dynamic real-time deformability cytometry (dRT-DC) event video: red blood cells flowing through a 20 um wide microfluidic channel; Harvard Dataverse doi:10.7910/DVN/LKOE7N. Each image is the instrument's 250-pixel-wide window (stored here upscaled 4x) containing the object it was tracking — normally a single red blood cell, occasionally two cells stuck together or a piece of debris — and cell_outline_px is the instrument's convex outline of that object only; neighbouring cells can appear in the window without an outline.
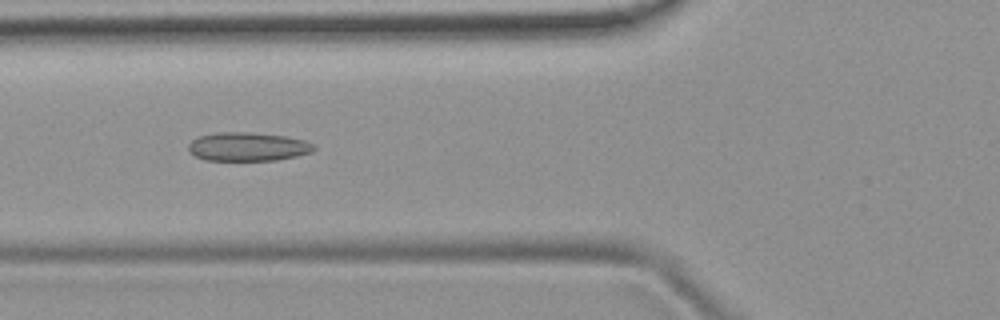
{"species": "common noctule bat (a hibernating species)", "species_latin": "Nyctalus noctula", "temperature_condition": "room temperature", "stored_images_in_passage": 51, "camera_frame_rate_fps": 3000, "um_per_image_px": 0.085, "animal": {"sex": "female", "body_mass_g": 19.9}, "frame": {"image": 1, "passage_image": 19, "time_ms": 6.0, "image_size_px": [1000, 320], "cell_outline_px": [[316, 148], [312, 152], [296, 156], [276, 160], [204, 160], [188, 152], [188, 144], [192, 140], [200, 136], [216, 132], [248, 132], [284, 136], [304, 140], [312, 144]], "centroid_in_image_um": [21.03, 12.47], "position_along_channel_um": 104.8, "area_um2": 20.92}}
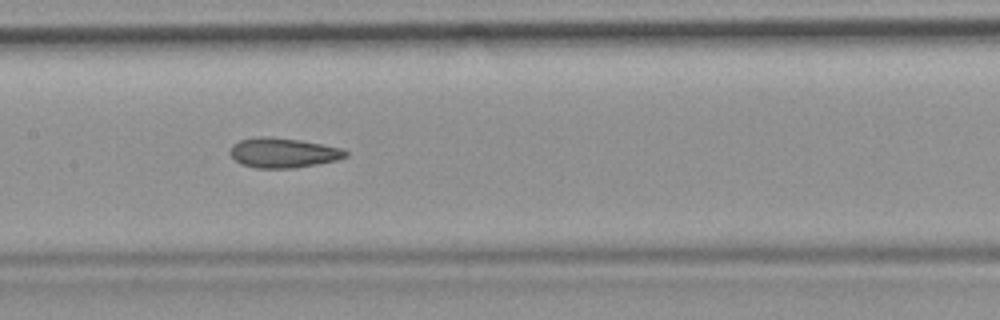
{"frame": {"image": 2, "passage_image": 25, "time_ms": 8.0, "image_size_px": [1000, 320], "cell_outline_px": [[348, 156], [336, 160], [316, 164], [292, 168], [256, 168], [240, 164], [228, 152], [232, 144], [240, 140], [260, 136], [264, 136], [300, 140], [344, 148], [348, 152]], "centroid_in_image_um": [24.06, 12.98], "position_along_channel_um": 183.3, "area_um2": 20.11}}
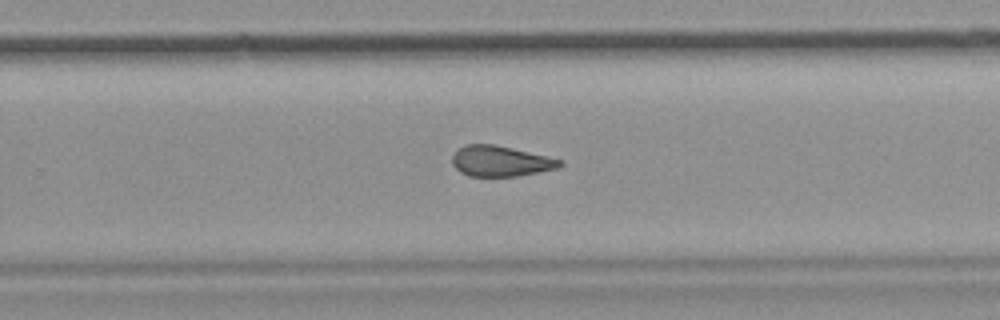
{"frame": {"image": 3, "passage_image": 33, "time_ms": 10.667, "image_size_px": [1000, 320], "cell_outline_px": [[564, 164], [556, 168], [516, 176], [468, 176], [460, 172], [452, 164], [452, 156], [464, 144], [496, 144], [564, 160]], "centroid_in_image_um": [42.54, 13.69], "position_along_channel_um": 287.3, "area_um2": 19.13}, "authors_computed_cell_mechanics": {"area_um2": 20.519, "velocity_mm_per_s": 3.9264, "shape_relaxation_time_tau1_ms": null, "shape_relaxation_time_tau2_ms": 3.7148, "deformation_change_tau1": null, "deformation_change_tau2": 0.1079}}